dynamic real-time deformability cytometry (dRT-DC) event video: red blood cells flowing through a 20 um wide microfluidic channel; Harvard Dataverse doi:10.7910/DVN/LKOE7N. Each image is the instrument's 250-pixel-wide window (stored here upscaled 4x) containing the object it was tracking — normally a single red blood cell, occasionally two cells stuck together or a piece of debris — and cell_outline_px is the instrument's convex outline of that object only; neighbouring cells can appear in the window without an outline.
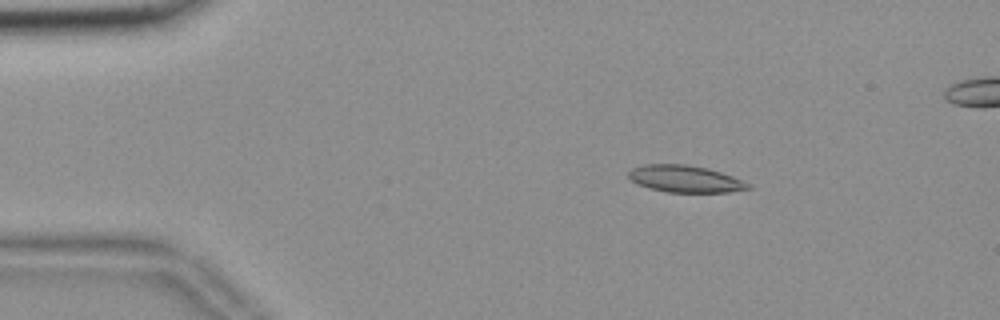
{"species": "common noctule bat (a hibernating species)", "species_latin": "Nyctalus noctula", "temperature_condition": "room temperature", "stored_images_in_passage": 50, "segment_of_instrument_passage": [1, 2], "camera_frame_rate_fps": 3000, "um_per_image_px": 0.085, "animal": {"sex": "female", "body_mass_g": 18.4}, "frame": {"image": 1, "passage_image": 3, "time_ms": 0.667, "image_size_px": [1000, 320], "cell_outline_px": [[752, 188], [728, 192], [668, 192], [648, 188], [636, 184], [628, 180], [628, 172], [632, 168], [644, 164], [684, 164], [708, 168], [732, 176], [752, 184]], "centroid_in_image_um": [58.2, 15.2], "position_along_channel_um": 26.8, "area_um2": 18.96}}
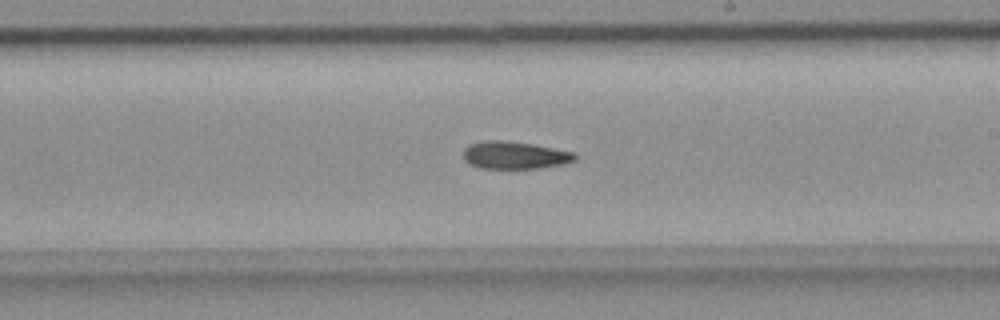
{"frame": {"image": 2, "passage_image": 26, "time_ms": 8.333, "image_size_px": [1000, 320], "cell_outline_px": [[580, 156], [576, 160], [564, 164], [540, 168], [480, 168], [468, 164], [464, 160], [464, 148], [468, 144], [484, 140], [500, 140], [532, 144], [576, 152]], "centroid_in_image_um": [43.78, 13.19], "position_along_channel_um": 245.2, "area_um2": 18.15}}
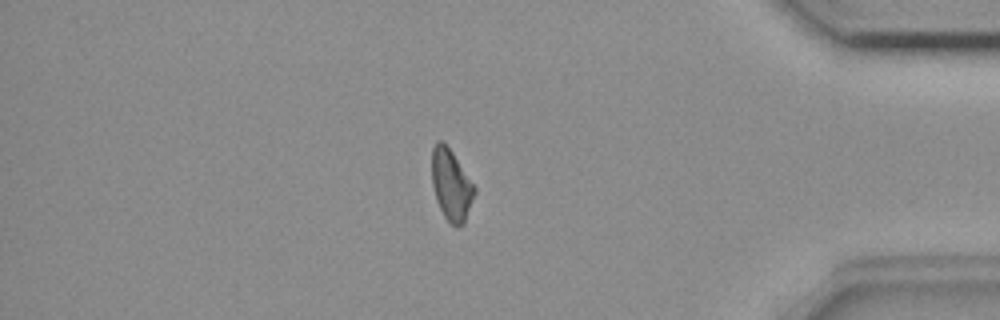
{"frame": {"image": 3, "passage_image": 41, "time_ms": 13.333, "image_size_px": [1000, 320], "cell_outline_px": [[476, 192], [464, 224], [452, 224], [444, 216], [436, 200], [432, 184], [432, 148], [436, 140], [440, 140], [452, 152], [476, 188]], "centroid_in_image_um": [38.35, 15.71], "position_along_channel_um": 396.9, "area_um2": 17.4}}